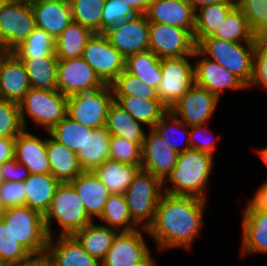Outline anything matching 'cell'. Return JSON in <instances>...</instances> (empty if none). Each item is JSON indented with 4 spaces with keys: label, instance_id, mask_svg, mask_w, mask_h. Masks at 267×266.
<instances>
[{
    "label": "cell",
    "instance_id": "6da1fadb",
    "mask_svg": "<svg viewBox=\"0 0 267 266\" xmlns=\"http://www.w3.org/2000/svg\"><path fill=\"white\" fill-rule=\"evenodd\" d=\"M206 199L193 195L163 193L156 207L155 216L147 234L156 242L160 251L171 248L192 247L203 227Z\"/></svg>",
    "mask_w": 267,
    "mask_h": 266
},
{
    "label": "cell",
    "instance_id": "7a4b0ae2",
    "mask_svg": "<svg viewBox=\"0 0 267 266\" xmlns=\"http://www.w3.org/2000/svg\"><path fill=\"white\" fill-rule=\"evenodd\" d=\"M214 156L195 149L178 155L171 174L163 182V191L172 195H193L207 200L206 187L214 166ZM172 183L173 187L166 186Z\"/></svg>",
    "mask_w": 267,
    "mask_h": 266
},
{
    "label": "cell",
    "instance_id": "3957f363",
    "mask_svg": "<svg viewBox=\"0 0 267 266\" xmlns=\"http://www.w3.org/2000/svg\"><path fill=\"white\" fill-rule=\"evenodd\" d=\"M43 220L48 237H53L51 226L55 221L60 226L58 236L74 235L78 230L93 222L79 194L69 182L60 183L57 186L50 206L43 215Z\"/></svg>",
    "mask_w": 267,
    "mask_h": 266
},
{
    "label": "cell",
    "instance_id": "277c9868",
    "mask_svg": "<svg viewBox=\"0 0 267 266\" xmlns=\"http://www.w3.org/2000/svg\"><path fill=\"white\" fill-rule=\"evenodd\" d=\"M255 42H231L209 36L196 49L206 58L219 63L246 86L251 80Z\"/></svg>",
    "mask_w": 267,
    "mask_h": 266
},
{
    "label": "cell",
    "instance_id": "5b68a950",
    "mask_svg": "<svg viewBox=\"0 0 267 266\" xmlns=\"http://www.w3.org/2000/svg\"><path fill=\"white\" fill-rule=\"evenodd\" d=\"M19 106L24 129H27L26 118L29 117L36 127L44 128L48 133L67 115V97L57 89L30 88Z\"/></svg>",
    "mask_w": 267,
    "mask_h": 266
},
{
    "label": "cell",
    "instance_id": "8992f818",
    "mask_svg": "<svg viewBox=\"0 0 267 266\" xmlns=\"http://www.w3.org/2000/svg\"><path fill=\"white\" fill-rule=\"evenodd\" d=\"M163 188L159 178L141 169L124 193L130 215L140 228L152 223Z\"/></svg>",
    "mask_w": 267,
    "mask_h": 266
},
{
    "label": "cell",
    "instance_id": "52a82bcc",
    "mask_svg": "<svg viewBox=\"0 0 267 266\" xmlns=\"http://www.w3.org/2000/svg\"><path fill=\"white\" fill-rule=\"evenodd\" d=\"M31 254L46 252L48 235L43 215L28 206L6 208L0 218Z\"/></svg>",
    "mask_w": 267,
    "mask_h": 266
},
{
    "label": "cell",
    "instance_id": "ba28073f",
    "mask_svg": "<svg viewBox=\"0 0 267 266\" xmlns=\"http://www.w3.org/2000/svg\"><path fill=\"white\" fill-rule=\"evenodd\" d=\"M113 101L111 86L106 84L96 90L77 93L67 97V116L91 129L102 128L106 126Z\"/></svg>",
    "mask_w": 267,
    "mask_h": 266
},
{
    "label": "cell",
    "instance_id": "9c48e42d",
    "mask_svg": "<svg viewBox=\"0 0 267 266\" xmlns=\"http://www.w3.org/2000/svg\"><path fill=\"white\" fill-rule=\"evenodd\" d=\"M36 28L30 3L4 1L0 7V49L12 51Z\"/></svg>",
    "mask_w": 267,
    "mask_h": 266
},
{
    "label": "cell",
    "instance_id": "30bf717a",
    "mask_svg": "<svg viewBox=\"0 0 267 266\" xmlns=\"http://www.w3.org/2000/svg\"><path fill=\"white\" fill-rule=\"evenodd\" d=\"M192 57L161 58L162 80L156 91L168 109L195 84L194 64L189 61Z\"/></svg>",
    "mask_w": 267,
    "mask_h": 266
},
{
    "label": "cell",
    "instance_id": "8fae6325",
    "mask_svg": "<svg viewBox=\"0 0 267 266\" xmlns=\"http://www.w3.org/2000/svg\"><path fill=\"white\" fill-rule=\"evenodd\" d=\"M143 232L145 228H138L129 232H119L101 261L102 266H148L154 261Z\"/></svg>",
    "mask_w": 267,
    "mask_h": 266
},
{
    "label": "cell",
    "instance_id": "7c38bea8",
    "mask_svg": "<svg viewBox=\"0 0 267 266\" xmlns=\"http://www.w3.org/2000/svg\"><path fill=\"white\" fill-rule=\"evenodd\" d=\"M82 58L106 85H110L125 70L126 59L110 44L104 33H93Z\"/></svg>",
    "mask_w": 267,
    "mask_h": 266
},
{
    "label": "cell",
    "instance_id": "4fadbf2b",
    "mask_svg": "<svg viewBox=\"0 0 267 266\" xmlns=\"http://www.w3.org/2000/svg\"><path fill=\"white\" fill-rule=\"evenodd\" d=\"M196 44L185 29L149 22V50L161 58L193 56Z\"/></svg>",
    "mask_w": 267,
    "mask_h": 266
},
{
    "label": "cell",
    "instance_id": "5bb4252c",
    "mask_svg": "<svg viewBox=\"0 0 267 266\" xmlns=\"http://www.w3.org/2000/svg\"><path fill=\"white\" fill-rule=\"evenodd\" d=\"M105 84L82 58L58 60L57 90L66 97L99 89Z\"/></svg>",
    "mask_w": 267,
    "mask_h": 266
},
{
    "label": "cell",
    "instance_id": "9a60e30c",
    "mask_svg": "<svg viewBox=\"0 0 267 266\" xmlns=\"http://www.w3.org/2000/svg\"><path fill=\"white\" fill-rule=\"evenodd\" d=\"M218 102L219 98L215 94L194 84L169 110L191 127L207 124Z\"/></svg>",
    "mask_w": 267,
    "mask_h": 266
},
{
    "label": "cell",
    "instance_id": "2e32d148",
    "mask_svg": "<svg viewBox=\"0 0 267 266\" xmlns=\"http://www.w3.org/2000/svg\"><path fill=\"white\" fill-rule=\"evenodd\" d=\"M104 34L125 59L149 49V22L145 14H138L110 28Z\"/></svg>",
    "mask_w": 267,
    "mask_h": 266
},
{
    "label": "cell",
    "instance_id": "e0dca14e",
    "mask_svg": "<svg viewBox=\"0 0 267 266\" xmlns=\"http://www.w3.org/2000/svg\"><path fill=\"white\" fill-rule=\"evenodd\" d=\"M193 57L199 58L194 63L195 84L198 86L206 88L218 98L226 89H246V85L233 73L219 63L206 58L197 49L194 50Z\"/></svg>",
    "mask_w": 267,
    "mask_h": 266
},
{
    "label": "cell",
    "instance_id": "ac0fdd59",
    "mask_svg": "<svg viewBox=\"0 0 267 266\" xmlns=\"http://www.w3.org/2000/svg\"><path fill=\"white\" fill-rule=\"evenodd\" d=\"M179 153L174 151L157 132L150 128L142 145L141 168L162 182L171 174Z\"/></svg>",
    "mask_w": 267,
    "mask_h": 266
},
{
    "label": "cell",
    "instance_id": "d6986e66",
    "mask_svg": "<svg viewBox=\"0 0 267 266\" xmlns=\"http://www.w3.org/2000/svg\"><path fill=\"white\" fill-rule=\"evenodd\" d=\"M144 14L148 22L177 26L194 34L195 10L186 0H152Z\"/></svg>",
    "mask_w": 267,
    "mask_h": 266
},
{
    "label": "cell",
    "instance_id": "ffe728a7",
    "mask_svg": "<svg viewBox=\"0 0 267 266\" xmlns=\"http://www.w3.org/2000/svg\"><path fill=\"white\" fill-rule=\"evenodd\" d=\"M30 5L36 27L54 40L73 22L69 0H35Z\"/></svg>",
    "mask_w": 267,
    "mask_h": 266
},
{
    "label": "cell",
    "instance_id": "44dd1931",
    "mask_svg": "<svg viewBox=\"0 0 267 266\" xmlns=\"http://www.w3.org/2000/svg\"><path fill=\"white\" fill-rule=\"evenodd\" d=\"M30 90L22 61L11 51L2 50L0 64V98L19 103Z\"/></svg>",
    "mask_w": 267,
    "mask_h": 266
},
{
    "label": "cell",
    "instance_id": "7402d4cb",
    "mask_svg": "<svg viewBox=\"0 0 267 266\" xmlns=\"http://www.w3.org/2000/svg\"><path fill=\"white\" fill-rule=\"evenodd\" d=\"M24 129L15 140L14 158L25 165L30 174L50 173V162L47 154V137H41Z\"/></svg>",
    "mask_w": 267,
    "mask_h": 266
},
{
    "label": "cell",
    "instance_id": "603a6c76",
    "mask_svg": "<svg viewBox=\"0 0 267 266\" xmlns=\"http://www.w3.org/2000/svg\"><path fill=\"white\" fill-rule=\"evenodd\" d=\"M243 255L267 253V211L254 209L249 203L242 213Z\"/></svg>",
    "mask_w": 267,
    "mask_h": 266
},
{
    "label": "cell",
    "instance_id": "cb8c5ba5",
    "mask_svg": "<svg viewBox=\"0 0 267 266\" xmlns=\"http://www.w3.org/2000/svg\"><path fill=\"white\" fill-rule=\"evenodd\" d=\"M49 237L46 252L56 266H102L100 260L92 257L73 236Z\"/></svg>",
    "mask_w": 267,
    "mask_h": 266
},
{
    "label": "cell",
    "instance_id": "d4e9b609",
    "mask_svg": "<svg viewBox=\"0 0 267 266\" xmlns=\"http://www.w3.org/2000/svg\"><path fill=\"white\" fill-rule=\"evenodd\" d=\"M69 183L79 194L88 216L93 221L100 218L110 193L93 171H83Z\"/></svg>",
    "mask_w": 267,
    "mask_h": 266
},
{
    "label": "cell",
    "instance_id": "484cf974",
    "mask_svg": "<svg viewBox=\"0 0 267 266\" xmlns=\"http://www.w3.org/2000/svg\"><path fill=\"white\" fill-rule=\"evenodd\" d=\"M47 154L50 173L60 182L74 180L84 170L81 168L77 154L57 142L51 135L47 137Z\"/></svg>",
    "mask_w": 267,
    "mask_h": 266
},
{
    "label": "cell",
    "instance_id": "4316f807",
    "mask_svg": "<svg viewBox=\"0 0 267 266\" xmlns=\"http://www.w3.org/2000/svg\"><path fill=\"white\" fill-rule=\"evenodd\" d=\"M141 169V165L108 159L97 166L93 173L107 187L110 194H124Z\"/></svg>",
    "mask_w": 267,
    "mask_h": 266
},
{
    "label": "cell",
    "instance_id": "83f0119b",
    "mask_svg": "<svg viewBox=\"0 0 267 266\" xmlns=\"http://www.w3.org/2000/svg\"><path fill=\"white\" fill-rule=\"evenodd\" d=\"M237 5L236 0L206 5L195 11L194 42L197 45L202 39L213 36L229 12ZM199 10V11H198Z\"/></svg>",
    "mask_w": 267,
    "mask_h": 266
},
{
    "label": "cell",
    "instance_id": "f1b7e54d",
    "mask_svg": "<svg viewBox=\"0 0 267 266\" xmlns=\"http://www.w3.org/2000/svg\"><path fill=\"white\" fill-rule=\"evenodd\" d=\"M59 184L51 173L30 174L24 181L26 206L44 215Z\"/></svg>",
    "mask_w": 267,
    "mask_h": 266
},
{
    "label": "cell",
    "instance_id": "f546056e",
    "mask_svg": "<svg viewBox=\"0 0 267 266\" xmlns=\"http://www.w3.org/2000/svg\"><path fill=\"white\" fill-rule=\"evenodd\" d=\"M110 133L106 127L87 132L82 149L76 154L84 171H93L97 166L109 159Z\"/></svg>",
    "mask_w": 267,
    "mask_h": 266
},
{
    "label": "cell",
    "instance_id": "4dcf8cb0",
    "mask_svg": "<svg viewBox=\"0 0 267 266\" xmlns=\"http://www.w3.org/2000/svg\"><path fill=\"white\" fill-rule=\"evenodd\" d=\"M114 101L136 121L153 126L169 110L160 100H147L136 96L113 95Z\"/></svg>",
    "mask_w": 267,
    "mask_h": 266
},
{
    "label": "cell",
    "instance_id": "1f68e13d",
    "mask_svg": "<svg viewBox=\"0 0 267 266\" xmlns=\"http://www.w3.org/2000/svg\"><path fill=\"white\" fill-rule=\"evenodd\" d=\"M118 233L119 231L113 228L93 221L73 236L92 257L102 261Z\"/></svg>",
    "mask_w": 267,
    "mask_h": 266
},
{
    "label": "cell",
    "instance_id": "d6a6232c",
    "mask_svg": "<svg viewBox=\"0 0 267 266\" xmlns=\"http://www.w3.org/2000/svg\"><path fill=\"white\" fill-rule=\"evenodd\" d=\"M142 123L136 121L115 101L110 105L106 121V129L111 136H117L137 144H143L146 133Z\"/></svg>",
    "mask_w": 267,
    "mask_h": 266
},
{
    "label": "cell",
    "instance_id": "836d02e7",
    "mask_svg": "<svg viewBox=\"0 0 267 266\" xmlns=\"http://www.w3.org/2000/svg\"><path fill=\"white\" fill-rule=\"evenodd\" d=\"M93 32L77 22H72L55 40L58 60L82 57L84 48Z\"/></svg>",
    "mask_w": 267,
    "mask_h": 266
},
{
    "label": "cell",
    "instance_id": "e575fe53",
    "mask_svg": "<svg viewBox=\"0 0 267 266\" xmlns=\"http://www.w3.org/2000/svg\"><path fill=\"white\" fill-rule=\"evenodd\" d=\"M27 72L30 88L57 89V57L19 58Z\"/></svg>",
    "mask_w": 267,
    "mask_h": 266
},
{
    "label": "cell",
    "instance_id": "d590c367",
    "mask_svg": "<svg viewBox=\"0 0 267 266\" xmlns=\"http://www.w3.org/2000/svg\"><path fill=\"white\" fill-rule=\"evenodd\" d=\"M125 69L155 89L162 80L161 59L149 49L128 56Z\"/></svg>",
    "mask_w": 267,
    "mask_h": 266
},
{
    "label": "cell",
    "instance_id": "8d00e7d4",
    "mask_svg": "<svg viewBox=\"0 0 267 266\" xmlns=\"http://www.w3.org/2000/svg\"><path fill=\"white\" fill-rule=\"evenodd\" d=\"M103 225L119 232H129L140 228L132 219L124 194H110L99 218Z\"/></svg>",
    "mask_w": 267,
    "mask_h": 266
},
{
    "label": "cell",
    "instance_id": "74e56055",
    "mask_svg": "<svg viewBox=\"0 0 267 266\" xmlns=\"http://www.w3.org/2000/svg\"><path fill=\"white\" fill-rule=\"evenodd\" d=\"M213 37L231 42H255L257 38L243 11L237 5L229 12Z\"/></svg>",
    "mask_w": 267,
    "mask_h": 266
},
{
    "label": "cell",
    "instance_id": "f35d334b",
    "mask_svg": "<svg viewBox=\"0 0 267 266\" xmlns=\"http://www.w3.org/2000/svg\"><path fill=\"white\" fill-rule=\"evenodd\" d=\"M153 129L157 132L159 136L163 138V140L170 146L174 151L177 153H182L186 150L191 149L190 146V137H189V130L190 127L182 122L177 116H175L170 110H168L161 119L153 126ZM178 129H182L181 131H176ZM179 135H184V146L179 142V139H176L178 133ZM177 133V134H176ZM176 136V137H175ZM175 137V138H174ZM179 142V143H178Z\"/></svg>",
    "mask_w": 267,
    "mask_h": 266
},
{
    "label": "cell",
    "instance_id": "ab89813d",
    "mask_svg": "<svg viewBox=\"0 0 267 266\" xmlns=\"http://www.w3.org/2000/svg\"><path fill=\"white\" fill-rule=\"evenodd\" d=\"M11 52L18 58L57 57L55 40L45 30L37 27Z\"/></svg>",
    "mask_w": 267,
    "mask_h": 266
},
{
    "label": "cell",
    "instance_id": "60d3db41",
    "mask_svg": "<svg viewBox=\"0 0 267 266\" xmlns=\"http://www.w3.org/2000/svg\"><path fill=\"white\" fill-rule=\"evenodd\" d=\"M92 130L93 129L72 120L66 115L48 132V134L57 142L77 153L82 149L86 141L87 132H92Z\"/></svg>",
    "mask_w": 267,
    "mask_h": 266
},
{
    "label": "cell",
    "instance_id": "b9f144b4",
    "mask_svg": "<svg viewBox=\"0 0 267 266\" xmlns=\"http://www.w3.org/2000/svg\"><path fill=\"white\" fill-rule=\"evenodd\" d=\"M105 0H69L73 21L101 33V17Z\"/></svg>",
    "mask_w": 267,
    "mask_h": 266
},
{
    "label": "cell",
    "instance_id": "7bdbcfd3",
    "mask_svg": "<svg viewBox=\"0 0 267 266\" xmlns=\"http://www.w3.org/2000/svg\"><path fill=\"white\" fill-rule=\"evenodd\" d=\"M113 95H127L144 98L147 100H159L154 87L145 84L126 69L110 84Z\"/></svg>",
    "mask_w": 267,
    "mask_h": 266
},
{
    "label": "cell",
    "instance_id": "ee69618b",
    "mask_svg": "<svg viewBox=\"0 0 267 266\" xmlns=\"http://www.w3.org/2000/svg\"><path fill=\"white\" fill-rule=\"evenodd\" d=\"M31 253L14 237L9 226L0 219V258L6 266H17Z\"/></svg>",
    "mask_w": 267,
    "mask_h": 266
},
{
    "label": "cell",
    "instance_id": "f6af8a7d",
    "mask_svg": "<svg viewBox=\"0 0 267 266\" xmlns=\"http://www.w3.org/2000/svg\"><path fill=\"white\" fill-rule=\"evenodd\" d=\"M257 37H267V0H236Z\"/></svg>",
    "mask_w": 267,
    "mask_h": 266
},
{
    "label": "cell",
    "instance_id": "bcb514c9",
    "mask_svg": "<svg viewBox=\"0 0 267 266\" xmlns=\"http://www.w3.org/2000/svg\"><path fill=\"white\" fill-rule=\"evenodd\" d=\"M23 130L19 103L0 98V137L17 138Z\"/></svg>",
    "mask_w": 267,
    "mask_h": 266
},
{
    "label": "cell",
    "instance_id": "7dc6e473",
    "mask_svg": "<svg viewBox=\"0 0 267 266\" xmlns=\"http://www.w3.org/2000/svg\"><path fill=\"white\" fill-rule=\"evenodd\" d=\"M139 13L122 0H105L101 17V33L124 23Z\"/></svg>",
    "mask_w": 267,
    "mask_h": 266
},
{
    "label": "cell",
    "instance_id": "c3c4849f",
    "mask_svg": "<svg viewBox=\"0 0 267 266\" xmlns=\"http://www.w3.org/2000/svg\"><path fill=\"white\" fill-rule=\"evenodd\" d=\"M142 145L121 137L111 136L109 159L132 165H141Z\"/></svg>",
    "mask_w": 267,
    "mask_h": 266
},
{
    "label": "cell",
    "instance_id": "681fc988",
    "mask_svg": "<svg viewBox=\"0 0 267 266\" xmlns=\"http://www.w3.org/2000/svg\"><path fill=\"white\" fill-rule=\"evenodd\" d=\"M267 90V37H257L254 45L252 76L246 88Z\"/></svg>",
    "mask_w": 267,
    "mask_h": 266
},
{
    "label": "cell",
    "instance_id": "f907efd6",
    "mask_svg": "<svg viewBox=\"0 0 267 266\" xmlns=\"http://www.w3.org/2000/svg\"><path fill=\"white\" fill-rule=\"evenodd\" d=\"M24 182L4 181L0 185V200L4 208L26 205Z\"/></svg>",
    "mask_w": 267,
    "mask_h": 266
},
{
    "label": "cell",
    "instance_id": "816d5d0a",
    "mask_svg": "<svg viewBox=\"0 0 267 266\" xmlns=\"http://www.w3.org/2000/svg\"><path fill=\"white\" fill-rule=\"evenodd\" d=\"M207 126H208V123L202 124V125H195V126L190 127V130H189L190 146H191V149L203 151V152H206V153L213 155L214 151L216 150V143H215L216 141H213V139L211 138L212 137L211 135H210L211 137H208L207 133H209L208 130L210 128H208ZM202 134L207 136L208 138L203 136L206 139L201 140V139H203L201 137ZM197 137L198 138L201 137V139H199V141H197L198 140Z\"/></svg>",
    "mask_w": 267,
    "mask_h": 266
},
{
    "label": "cell",
    "instance_id": "f5cc1de1",
    "mask_svg": "<svg viewBox=\"0 0 267 266\" xmlns=\"http://www.w3.org/2000/svg\"><path fill=\"white\" fill-rule=\"evenodd\" d=\"M5 181L24 182L30 175L28 168L15 158L1 164Z\"/></svg>",
    "mask_w": 267,
    "mask_h": 266
},
{
    "label": "cell",
    "instance_id": "db71d44e",
    "mask_svg": "<svg viewBox=\"0 0 267 266\" xmlns=\"http://www.w3.org/2000/svg\"><path fill=\"white\" fill-rule=\"evenodd\" d=\"M248 203L257 210L267 211V179L257 189L254 196L248 200Z\"/></svg>",
    "mask_w": 267,
    "mask_h": 266
},
{
    "label": "cell",
    "instance_id": "11a10c76",
    "mask_svg": "<svg viewBox=\"0 0 267 266\" xmlns=\"http://www.w3.org/2000/svg\"><path fill=\"white\" fill-rule=\"evenodd\" d=\"M17 266H56L54 260L47 252L31 254L25 261Z\"/></svg>",
    "mask_w": 267,
    "mask_h": 266
},
{
    "label": "cell",
    "instance_id": "9f6ffc18",
    "mask_svg": "<svg viewBox=\"0 0 267 266\" xmlns=\"http://www.w3.org/2000/svg\"><path fill=\"white\" fill-rule=\"evenodd\" d=\"M16 138L0 137V165L14 158Z\"/></svg>",
    "mask_w": 267,
    "mask_h": 266
},
{
    "label": "cell",
    "instance_id": "6f0895ef",
    "mask_svg": "<svg viewBox=\"0 0 267 266\" xmlns=\"http://www.w3.org/2000/svg\"><path fill=\"white\" fill-rule=\"evenodd\" d=\"M122 1L131 6L139 14H144L147 7L152 2V0H122Z\"/></svg>",
    "mask_w": 267,
    "mask_h": 266
},
{
    "label": "cell",
    "instance_id": "680465c9",
    "mask_svg": "<svg viewBox=\"0 0 267 266\" xmlns=\"http://www.w3.org/2000/svg\"><path fill=\"white\" fill-rule=\"evenodd\" d=\"M186 1L192 6V8L195 11H197L198 8H201L203 6L221 3L227 0H186Z\"/></svg>",
    "mask_w": 267,
    "mask_h": 266
},
{
    "label": "cell",
    "instance_id": "91938a15",
    "mask_svg": "<svg viewBox=\"0 0 267 266\" xmlns=\"http://www.w3.org/2000/svg\"><path fill=\"white\" fill-rule=\"evenodd\" d=\"M258 154L263 162L267 165V146L258 150Z\"/></svg>",
    "mask_w": 267,
    "mask_h": 266
},
{
    "label": "cell",
    "instance_id": "94428289",
    "mask_svg": "<svg viewBox=\"0 0 267 266\" xmlns=\"http://www.w3.org/2000/svg\"><path fill=\"white\" fill-rule=\"evenodd\" d=\"M5 1H15V2H26V3H32L35 0H5Z\"/></svg>",
    "mask_w": 267,
    "mask_h": 266
},
{
    "label": "cell",
    "instance_id": "6125c7cd",
    "mask_svg": "<svg viewBox=\"0 0 267 266\" xmlns=\"http://www.w3.org/2000/svg\"><path fill=\"white\" fill-rule=\"evenodd\" d=\"M4 176H3V172H2V169H1V165H0V185L4 182Z\"/></svg>",
    "mask_w": 267,
    "mask_h": 266
},
{
    "label": "cell",
    "instance_id": "be15d7a7",
    "mask_svg": "<svg viewBox=\"0 0 267 266\" xmlns=\"http://www.w3.org/2000/svg\"><path fill=\"white\" fill-rule=\"evenodd\" d=\"M4 211H5V208L2 205L1 200H0V218H1V215L4 213Z\"/></svg>",
    "mask_w": 267,
    "mask_h": 266
},
{
    "label": "cell",
    "instance_id": "e7e4bbea",
    "mask_svg": "<svg viewBox=\"0 0 267 266\" xmlns=\"http://www.w3.org/2000/svg\"><path fill=\"white\" fill-rule=\"evenodd\" d=\"M0 266H6V264L0 258Z\"/></svg>",
    "mask_w": 267,
    "mask_h": 266
},
{
    "label": "cell",
    "instance_id": "03108f58",
    "mask_svg": "<svg viewBox=\"0 0 267 266\" xmlns=\"http://www.w3.org/2000/svg\"><path fill=\"white\" fill-rule=\"evenodd\" d=\"M155 263H156V262L153 261V262H151L148 266H157Z\"/></svg>",
    "mask_w": 267,
    "mask_h": 266
},
{
    "label": "cell",
    "instance_id": "003e7915",
    "mask_svg": "<svg viewBox=\"0 0 267 266\" xmlns=\"http://www.w3.org/2000/svg\"><path fill=\"white\" fill-rule=\"evenodd\" d=\"M1 59H2V50L0 49V64H1Z\"/></svg>",
    "mask_w": 267,
    "mask_h": 266
},
{
    "label": "cell",
    "instance_id": "a7ac6f4b",
    "mask_svg": "<svg viewBox=\"0 0 267 266\" xmlns=\"http://www.w3.org/2000/svg\"><path fill=\"white\" fill-rule=\"evenodd\" d=\"M5 0H0V7L4 3Z\"/></svg>",
    "mask_w": 267,
    "mask_h": 266
}]
</instances>
